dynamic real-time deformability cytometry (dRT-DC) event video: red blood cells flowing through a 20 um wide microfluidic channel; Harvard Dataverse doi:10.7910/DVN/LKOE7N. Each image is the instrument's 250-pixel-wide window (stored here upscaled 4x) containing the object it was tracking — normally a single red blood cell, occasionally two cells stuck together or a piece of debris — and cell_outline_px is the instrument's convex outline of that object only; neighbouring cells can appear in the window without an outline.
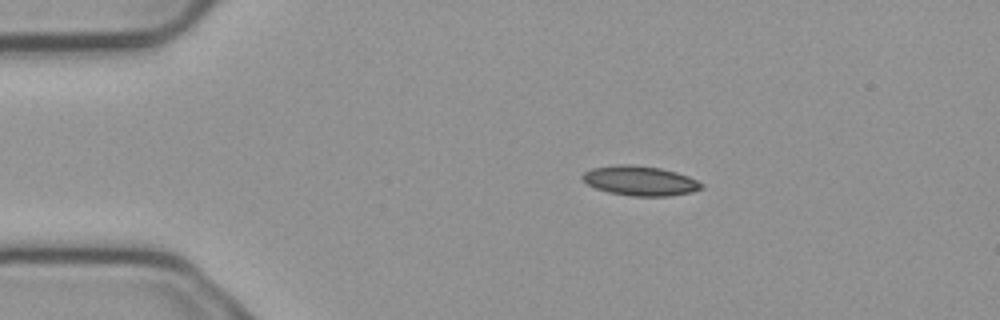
{"species": "common noctule bat (a hibernating species)", "species_latin": "Nyctalus noctula", "temperature_condition": "cold", "stored_images_in_passage": 5, "camera_frame_rate_fps": 3000, "um_per_image_px": 0.085, "animal": {"sex": "male", "body_mass_g": 23.1, "forearm_length_mm": 52.7}, "frame": {"image": 1, "passage_image": 2, "time_ms": 0.333, "image_size_px": [1000, 320], "cell_outline_px": [[704, 188], [692, 192], [668, 196], [632, 196], [608, 192], [596, 188], [588, 184], [580, 176], [584, 172], [592, 168], [616, 164], [632, 164], [660, 168], [676, 172], [688, 176], [704, 184]], "centroid_in_image_um": [54.41, 15.36], "position_along_channel_um": 30.6, "area_um2": 20.63}}
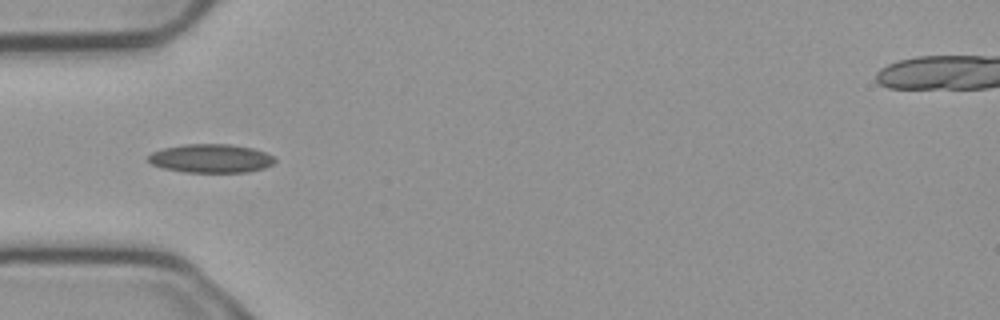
{"frame": {"image": 2, "passage_image": 4, "time_ms": 1.0, "image_size_px": [1000, 320], "cell_outline_px": [[276, 160], [272, 164], [264, 168], [248, 172], [184, 172], [164, 168], [152, 164], [148, 160], [148, 156], [152, 152], [164, 148], [184, 144], [228, 144], [252, 148], [276, 156]], "centroid_in_image_um": [17.95, 13.46], "position_along_channel_um": 67.1, "area_um2": 21.1}}
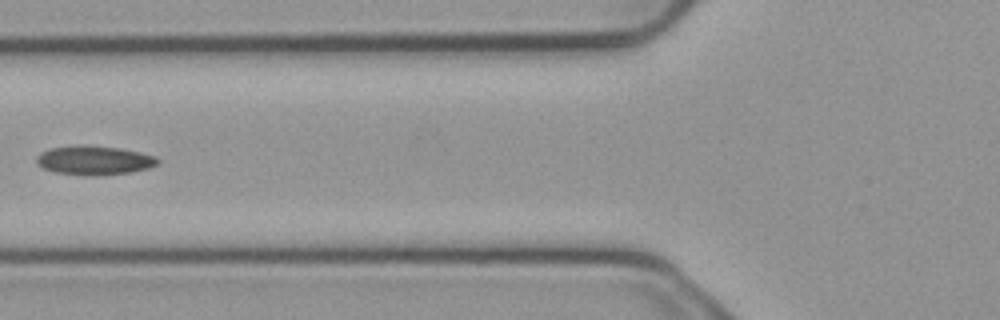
{"frame": {"image": 3, "passage_image": 5, "time_ms": 1.333, "image_size_px": [1000, 320], "cell_outline_px": [[160, 164], [148, 168], [132, 172], [100, 176], [88, 176], [52, 172], [36, 164], [36, 156], [40, 152], [52, 148], [120, 148], [140, 152], [156, 156], [160, 160]], "centroid_in_image_um": [8.06, 13.69], "position_along_channel_um": 117.7, "area_um2": 20.0}}